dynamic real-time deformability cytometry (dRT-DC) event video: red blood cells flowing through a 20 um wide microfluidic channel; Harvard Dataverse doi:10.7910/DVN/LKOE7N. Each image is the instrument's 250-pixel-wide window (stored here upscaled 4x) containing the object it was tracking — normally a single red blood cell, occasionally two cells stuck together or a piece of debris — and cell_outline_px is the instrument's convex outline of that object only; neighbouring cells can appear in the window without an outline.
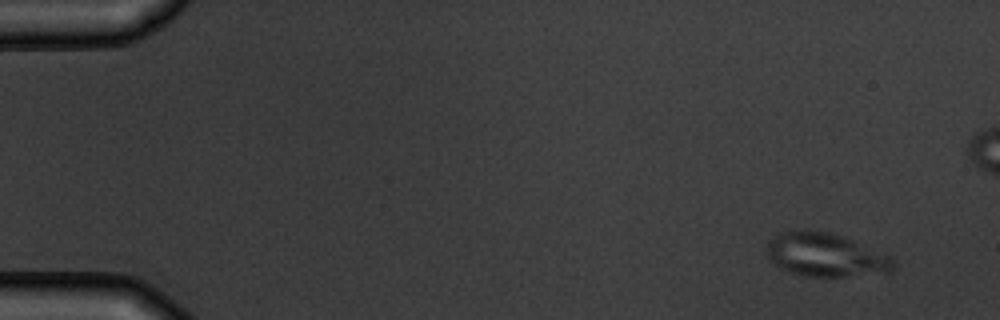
{"species": "common noctule bat (a hibernating species)", "species_latin": "Nyctalus noctula", "temperature_condition": "warm", "stored_images_in_passage": 5, "camera_frame_rate_fps": 3000, "um_per_image_px": 0.085, "animal": {"sex": "male", "body_mass_g": 19.5, "forearm_length_mm": 54.6}, "frame": {"image": 1, "passage_image": 1, "time_ms": 0.0, "image_size_px": [1000, 320], "cell_outline_px": [[896, 264], [892, 272], [844, 276], [808, 276], [788, 272], [780, 268], [768, 260], [764, 252], [768, 240], [780, 232], [828, 232], [852, 240], [892, 256]], "centroid_in_image_um": [70.15, 21.7], "position_along_channel_um": 14.8, "area_um2": 31.91}}